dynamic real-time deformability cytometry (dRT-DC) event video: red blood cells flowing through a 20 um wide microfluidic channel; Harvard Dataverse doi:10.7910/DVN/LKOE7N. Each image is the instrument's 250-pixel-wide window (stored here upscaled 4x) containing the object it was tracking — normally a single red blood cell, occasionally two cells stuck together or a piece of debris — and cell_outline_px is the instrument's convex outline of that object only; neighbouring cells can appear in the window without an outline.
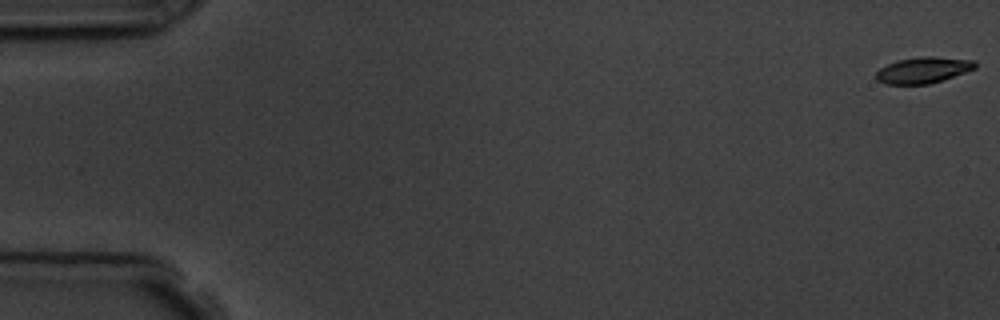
{"species": "common noctule bat (a hibernating species)", "species_latin": "Nyctalus noctula", "temperature_condition": "room temperature", "stored_images_in_passage": 5, "camera_frame_rate_fps": 3000, "um_per_image_px": 0.085, "animal": {"sex": "male", "body_mass_g": 19.5, "forearm_length_mm": 54.6}, "frame": {"image": 1, "passage_image": 5, "time_ms": 4.667, "image_size_px": [1000, 320], "cell_outline_px": [[976, 68], [944, 80], [928, 84], [884, 84], [876, 80], [876, 72], [880, 68], [888, 64], [900, 60], [924, 56], [932, 56], [976, 60]], "centroid_in_image_um": [78.49, 5.96], "position_along_channel_um": 6.5, "area_um2": 15.09}}